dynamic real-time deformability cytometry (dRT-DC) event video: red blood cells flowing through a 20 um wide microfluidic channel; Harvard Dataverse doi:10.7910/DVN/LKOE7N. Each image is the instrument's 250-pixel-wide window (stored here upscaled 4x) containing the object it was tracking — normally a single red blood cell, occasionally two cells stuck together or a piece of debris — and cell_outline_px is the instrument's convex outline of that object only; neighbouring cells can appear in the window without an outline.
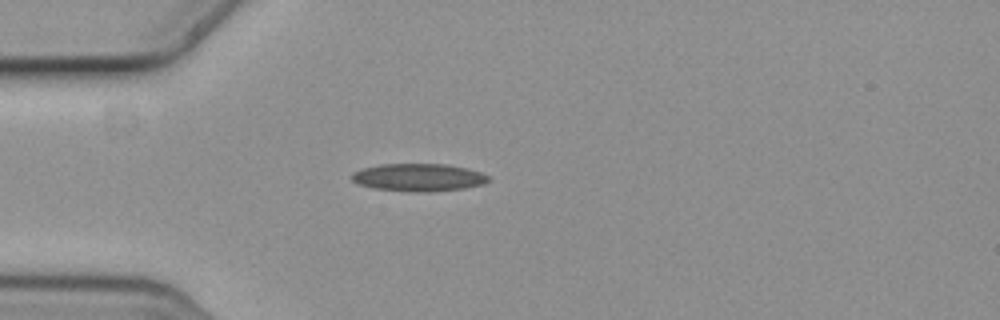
{"species": "common noctule bat (a hibernating species)", "species_latin": "Nyctalus noctula", "temperature_condition": "cold", "stored_images_in_passage": 4, "camera_frame_rate_fps": 3000, "um_per_image_px": 0.085, "animal": {"sex": "female", "body_mass_g": 19.3, "forearm_length_mm": 54.1}, "frame": {"image": 1, "passage_image": 4, "time_ms": 1.0, "image_size_px": [1000, 320], "cell_outline_px": [[488, 180], [484, 184], [464, 188], [428, 192], [412, 192], [372, 188], [356, 184], [352, 180], [352, 172], [364, 168], [380, 164], [444, 164], [468, 168], [480, 172], [488, 176]], "centroid_in_image_um": [35.55, 15.08], "position_along_channel_um": 49.5, "area_um2": 22.08}}